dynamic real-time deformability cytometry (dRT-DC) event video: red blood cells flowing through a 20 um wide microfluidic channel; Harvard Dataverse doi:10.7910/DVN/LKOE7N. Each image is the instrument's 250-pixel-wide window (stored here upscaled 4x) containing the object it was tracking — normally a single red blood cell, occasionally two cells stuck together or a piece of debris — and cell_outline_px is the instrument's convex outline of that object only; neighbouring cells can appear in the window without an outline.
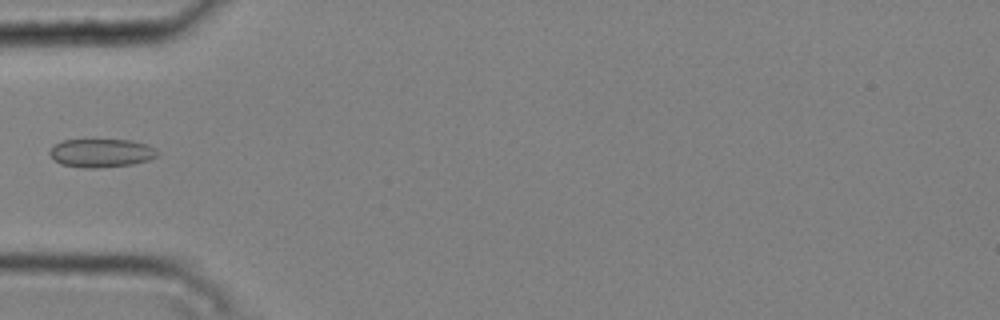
{"species": "common noctule bat (a hibernating species)", "species_latin": "Nyctalus noctula", "temperature_condition": "cold", "stored_images_in_passage": 6, "camera_frame_rate_fps": 3000, "um_per_image_px": 0.085, "animal": {"sex": "male", "body_mass_g": 20.4}, "frame": {"image": 1, "passage_image": 5, "time_ms": 1.333, "image_size_px": [1000, 320], "cell_outline_px": [[160, 152], [156, 156], [148, 160], [132, 164], [96, 168], [84, 168], [60, 164], [52, 160], [48, 152], [56, 144], [64, 140], [92, 136], [132, 140], [148, 144], [156, 148]], "centroid_in_image_um": [8.59, 12.94], "position_along_channel_um": 76.4, "area_um2": 18.96}}
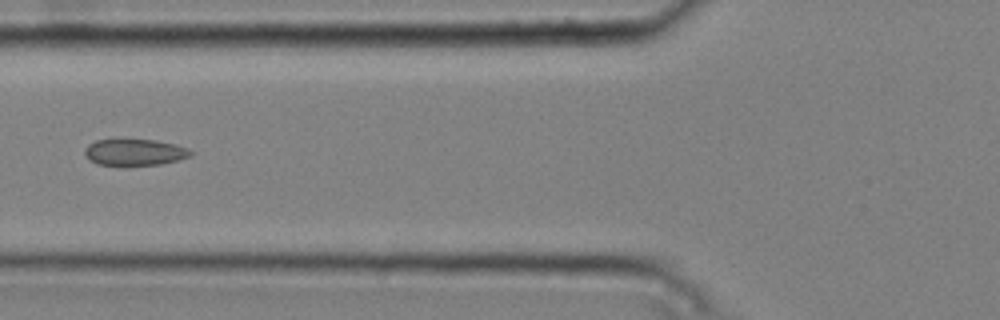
{"frame": {"image": 2, "passage_image": 6, "time_ms": 1.667, "image_size_px": [1000, 320], "cell_outline_px": [[192, 152], [188, 156], [176, 160], [160, 164], [96, 164], [88, 160], [84, 152], [84, 148], [88, 144], [96, 140], [124, 136], [156, 140], [176, 144], [188, 148]], "centroid_in_image_um": [11.37, 12.86], "position_along_channel_um": 114.4, "area_um2": 16.82}}